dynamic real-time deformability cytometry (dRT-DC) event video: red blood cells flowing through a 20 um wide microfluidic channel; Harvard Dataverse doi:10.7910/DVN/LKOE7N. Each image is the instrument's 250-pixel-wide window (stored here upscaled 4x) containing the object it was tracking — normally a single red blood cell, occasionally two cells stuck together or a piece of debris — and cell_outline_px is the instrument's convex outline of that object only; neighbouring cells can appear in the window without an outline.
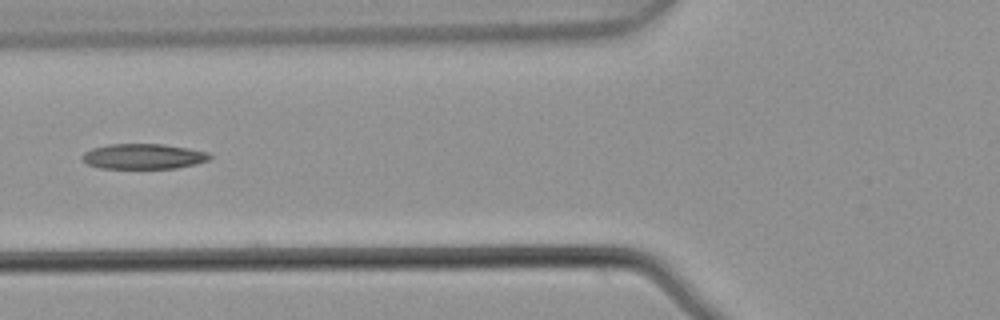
{"species": "common noctule bat (a hibernating species)", "species_latin": "Nyctalus noctula", "temperature_condition": "warm", "stored_images_in_passage": 6, "camera_frame_rate_fps": 3000, "um_per_image_px": 0.085, "animal": {"sex": "male", "body_mass_g": 21.5, "forearm_length_mm": 52.0}, "frame": {"image": 1, "passage_image": 5, "time_ms": 1.333, "image_size_px": [1000, 320], "cell_outline_px": [[212, 156], [208, 160], [196, 164], [176, 168], [100, 168], [88, 164], [84, 160], [84, 152], [92, 148], [108, 144], [164, 144], [188, 148], [208, 152]], "centroid_in_image_um": [12.22, 13.29], "position_along_channel_um": 113.6, "area_um2": 18.67}}